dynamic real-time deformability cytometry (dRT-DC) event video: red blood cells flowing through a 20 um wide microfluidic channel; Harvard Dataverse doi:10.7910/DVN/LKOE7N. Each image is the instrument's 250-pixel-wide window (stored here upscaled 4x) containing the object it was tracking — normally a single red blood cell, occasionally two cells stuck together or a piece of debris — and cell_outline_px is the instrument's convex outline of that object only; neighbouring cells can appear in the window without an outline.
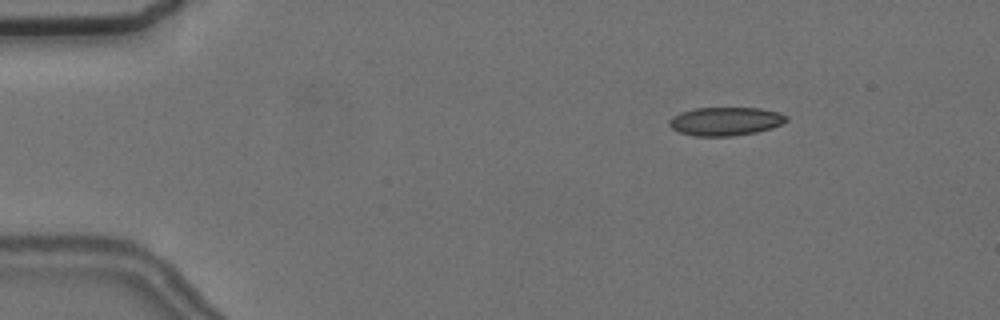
{"species": "common noctule bat (a hibernating species)", "species_latin": "Nyctalus noctula", "temperature_condition": "cold", "stored_images_in_passage": 5, "camera_frame_rate_fps": 3000, "um_per_image_px": 0.085, "animal": {"sex": "female", "body_mass_g": 24.6, "forearm_length_mm": 56.2}, "frame": {"image": 1, "passage_image": 3, "time_ms": 2.333, "image_size_px": [1000, 320], "cell_outline_px": [[788, 120], [772, 128], [756, 132], [732, 136], [696, 136], [680, 132], [672, 128], [668, 124], [668, 120], [672, 116], [680, 112], [696, 108], [760, 108], [780, 112], [788, 116]], "centroid_in_image_um": [61.67, 10.3], "position_along_channel_um": 23.3, "area_um2": 19.48}}